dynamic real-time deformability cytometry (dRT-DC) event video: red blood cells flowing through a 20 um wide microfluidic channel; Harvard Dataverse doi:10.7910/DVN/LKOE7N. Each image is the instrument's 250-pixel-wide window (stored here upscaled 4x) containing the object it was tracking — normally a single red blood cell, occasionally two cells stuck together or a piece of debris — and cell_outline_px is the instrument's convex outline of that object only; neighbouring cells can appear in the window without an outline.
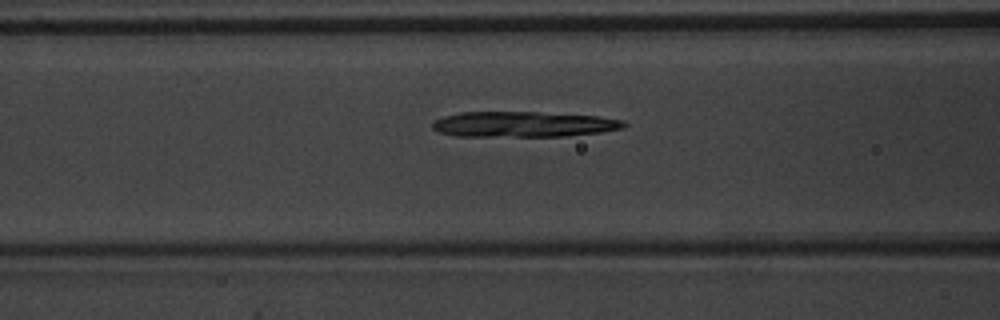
{"species": "common noctule bat (a hibernating species)", "species_latin": "Nyctalus noctula", "temperature_condition": "warm", "stored_images_in_passage": 34, "segment_of_instrument_passage": [1, 2], "camera_frame_rate_fps": 3000, "um_per_image_px": 0.085, "animal": {"sex": "male", "body_mass_g": 20.1, "forearm_length_mm": 53.5}, "frame": {"image": 1, "passage_image": 8, "time_ms": 2.333, "image_size_px": [1000, 320], "cell_outline_px": [[628, 124], [624, 128], [600, 132], [568, 136], [456, 136], [440, 132], [432, 128], [432, 124], [436, 120], [444, 116], [460, 112], [536, 112], [600, 116], [624, 120]], "centroid_in_image_um": [44.54, 10.56], "position_along_channel_um": 122.1, "area_um2": 28.5}}
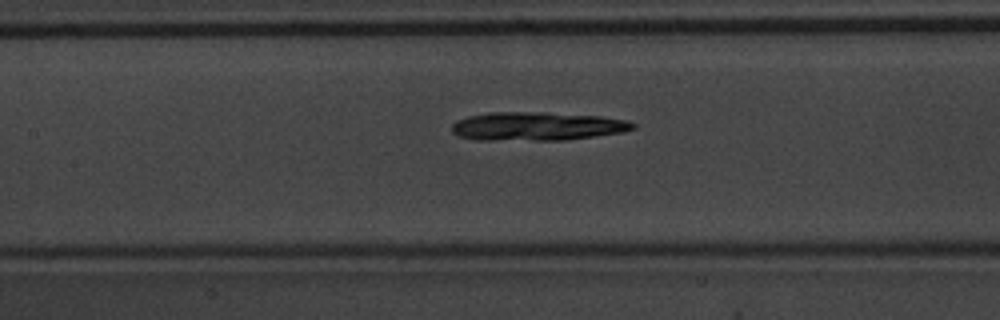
{"frame": {"image": 2, "passage_image": 11, "time_ms": 3.333, "image_size_px": [1000, 320], "cell_outline_px": [[636, 128], [624, 132], [596, 136], [564, 140], [476, 140], [456, 136], [452, 132], [452, 124], [456, 120], [468, 116], [488, 112], [544, 112], [600, 116], [624, 120], [636, 124]], "centroid_in_image_um": [45.61, 10.73], "position_along_channel_um": 161.8, "area_um2": 30.4}}
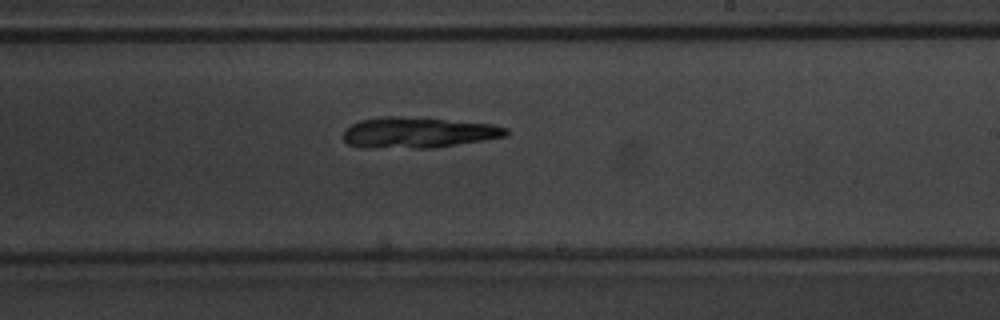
{"frame": {"image": 3, "passage_image": 18, "time_ms": 5.667, "image_size_px": [1000, 320], "cell_outline_px": [[508, 136], [436, 148], [360, 148], [348, 144], [344, 140], [344, 132], [352, 124], [360, 120], [380, 116], [400, 116], [492, 124], [508, 128]], "centroid_in_image_um": [35.52, 11.28], "position_along_channel_um": 253.5, "area_um2": 29.3}}